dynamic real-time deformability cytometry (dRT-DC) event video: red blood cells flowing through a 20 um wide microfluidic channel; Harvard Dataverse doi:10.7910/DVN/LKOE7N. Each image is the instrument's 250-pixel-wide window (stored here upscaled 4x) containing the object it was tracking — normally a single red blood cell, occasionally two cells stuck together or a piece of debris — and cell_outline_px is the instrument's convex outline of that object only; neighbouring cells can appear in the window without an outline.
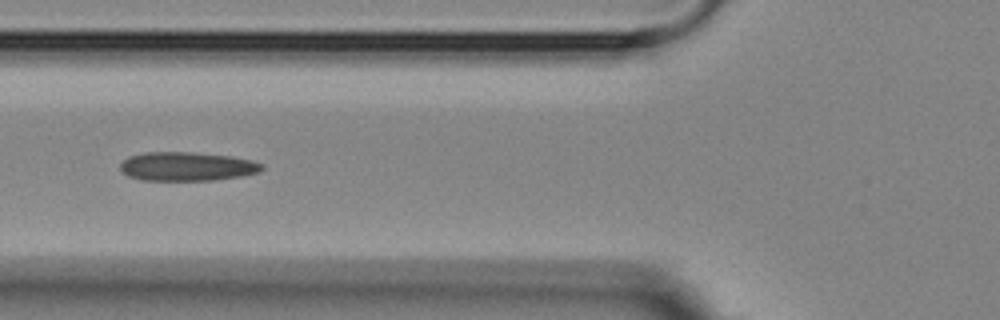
{"species": "Egyptian fruit bat (a non-hibernating species)", "species_latin": "Rousettus aegyptiacus", "temperature_condition": "room temperature", "stored_images_in_passage": 10, "camera_frame_rate_fps": 3000, "um_per_image_px": 0.085, "animal": {"sex": "female"}, "frame": {"image": 1, "passage_image": 6, "time_ms": 6.0, "image_size_px": [1000, 320], "cell_outline_px": [[264, 168], [260, 172], [240, 176], [212, 180], [140, 180], [128, 176], [120, 172], [120, 164], [128, 156], [144, 152], [192, 152], [232, 156], [252, 160], [264, 164]], "centroid_in_image_um": [15.88, 14.14], "position_along_channel_um": 109.9, "area_um2": 24.04}}
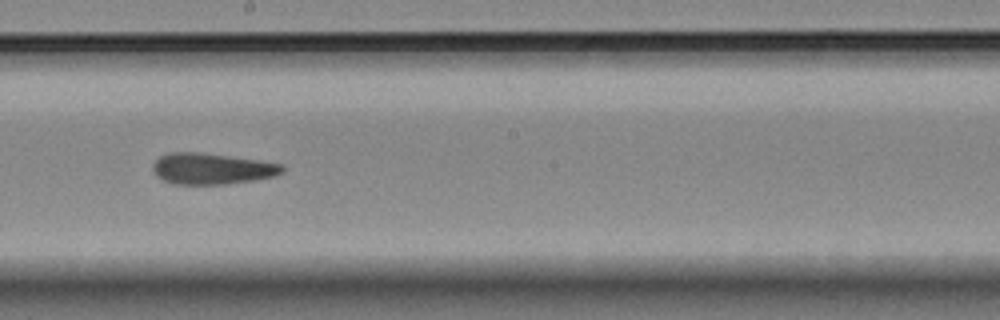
{"frame": {"image": 2, "passage_image": 9, "time_ms": 9.333, "image_size_px": [1000, 320], "cell_outline_px": [[284, 172], [276, 176], [256, 180], [228, 184], [172, 184], [156, 176], [152, 168], [152, 164], [160, 156], [168, 152], [200, 152], [260, 160], [284, 164]], "centroid_in_image_um": [18.03, 14.34], "position_along_channel_um": 230.2, "area_um2": 23.81}}
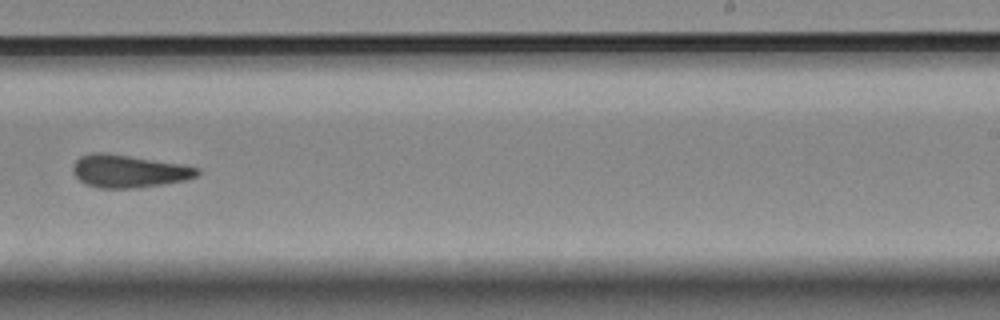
{"frame": {"image": 3, "passage_image": 10, "time_ms": 10.667, "image_size_px": [1000, 320], "cell_outline_px": [[200, 172], [196, 176], [184, 180], [136, 188], [100, 188], [88, 184], [80, 180], [72, 172], [72, 164], [80, 156], [92, 152], [104, 152], [184, 164], [200, 168]], "centroid_in_image_um": [10.92, 14.53], "position_along_channel_um": 278.1, "area_um2": 23.7}}